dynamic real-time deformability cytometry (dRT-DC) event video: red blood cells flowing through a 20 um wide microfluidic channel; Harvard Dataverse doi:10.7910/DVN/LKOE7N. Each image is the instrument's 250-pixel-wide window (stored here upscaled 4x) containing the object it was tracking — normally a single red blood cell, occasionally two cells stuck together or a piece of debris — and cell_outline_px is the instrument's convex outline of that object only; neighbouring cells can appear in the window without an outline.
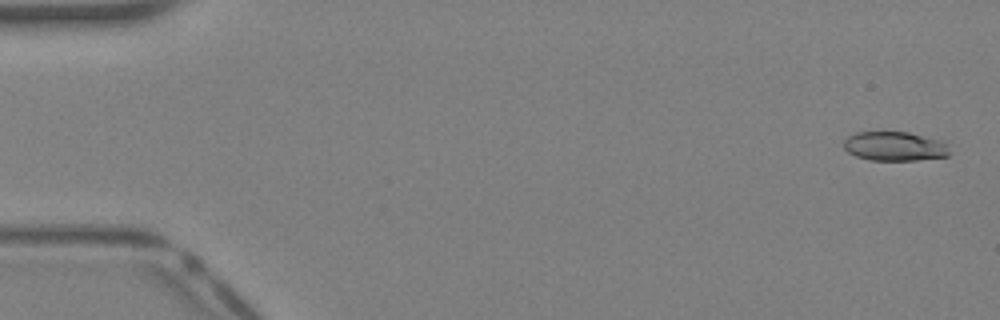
{"species": "Egyptian fruit bat (a non-hibernating species)", "species_latin": "Rousettus aegyptiacus", "temperature_condition": "warm", "stored_images_in_passage": 40, "camera_frame_rate_fps": 3000, "um_per_image_px": 0.085, "animal": {"sex": "female"}, "frame": {"image": 1, "passage_image": 2, "time_ms": 0.333, "image_size_px": [1000, 320], "cell_outline_px": [[948, 156], [916, 160], [868, 160], [856, 156], [848, 152], [844, 148], [844, 140], [848, 136], [856, 132], [884, 128], [908, 132], [940, 140], [948, 144]], "centroid_in_image_um": [75.99, 12.38], "position_along_channel_um": 9.0, "area_um2": 18.73}}
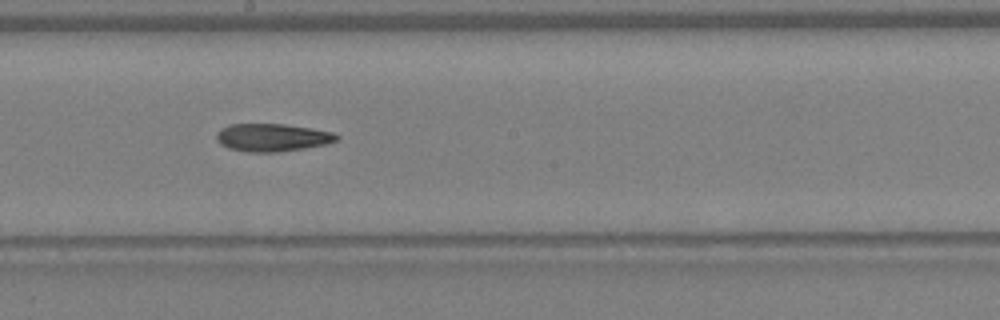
{"frame": {"image": 2, "passage_image": 23, "time_ms": 7.333, "image_size_px": [1000, 320], "cell_outline_px": [[340, 136], [336, 140], [324, 144], [304, 148], [276, 152], [248, 152], [228, 148], [220, 144], [216, 140], [216, 132], [220, 128], [228, 124], [284, 124], [332, 132]], "centroid_in_image_um": [23.06, 11.68], "position_along_channel_um": 225.1, "area_um2": 19.36}}
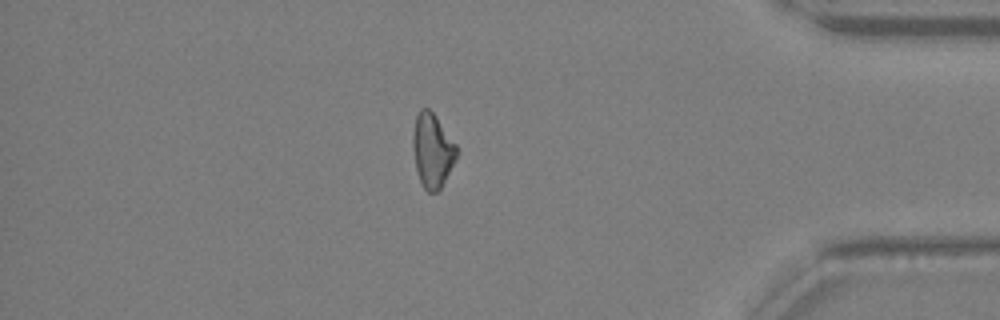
{"frame": {"image": 3, "passage_image": 35, "time_ms": 11.333, "image_size_px": [1000, 320], "cell_outline_px": [[456, 160], [440, 188], [436, 192], [428, 192], [424, 188], [420, 180], [416, 168], [412, 148], [412, 136], [416, 116], [420, 108], [428, 108], [432, 112], [456, 144]], "centroid_in_image_um": [36.73, 12.79], "position_along_channel_um": 398.5, "area_um2": 18.61}}